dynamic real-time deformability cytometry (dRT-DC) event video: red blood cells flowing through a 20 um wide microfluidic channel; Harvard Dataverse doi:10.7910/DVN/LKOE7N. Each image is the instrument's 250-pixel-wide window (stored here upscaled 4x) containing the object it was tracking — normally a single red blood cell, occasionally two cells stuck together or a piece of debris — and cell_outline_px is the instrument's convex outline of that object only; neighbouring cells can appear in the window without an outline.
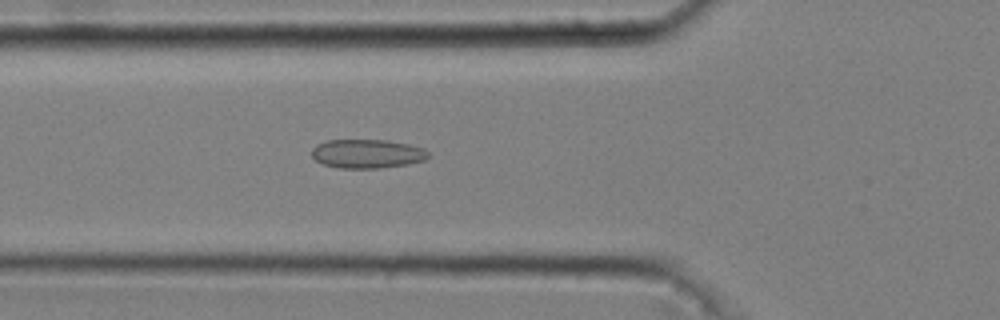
{"species": "common noctule bat (a hibernating species)", "species_latin": "Nyctalus noctula", "temperature_condition": "cold", "stored_images_in_passage": 49, "camera_frame_rate_fps": 3000, "um_per_image_px": 0.085, "animal": {"sex": "male", "body_mass_g": 20.4}, "frame": {"image": 1, "passage_image": 18, "time_ms": 5.667, "image_size_px": [1000, 320], "cell_outline_px": [[428, 156], [424, 160], [408, 164], [380, 168], [340, 168], [324, 164], [316, 160], [312, 156], [312, 148], [316, 144], [328, 140], [388, 140], [408, 144], [424, 148], [428, 152]], "centroid_in_image_um": [31.2, 13.06], "position_along_channel_um": 94.6, "area_um2": 19.59}}
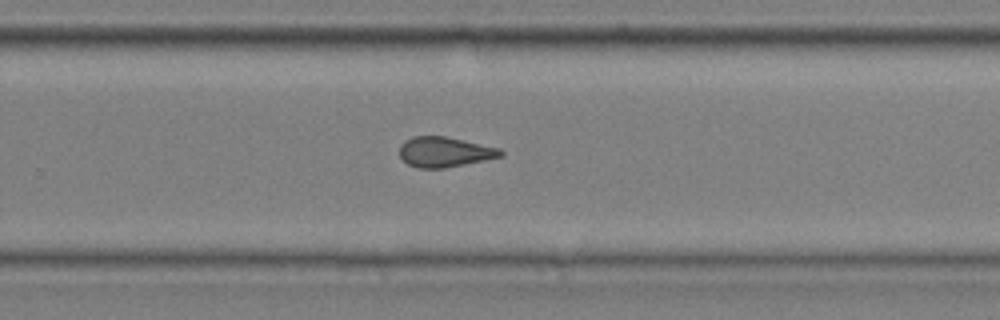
{"frame": {"image": 2, "passage_image": 34, "time_ms": 11.0, "image_size_px": [1000, 320], "cell_outline_px": [[504, 156], [444, 168], [416, 168], [408, 164], [400, 156], [400, 144], [404, 140], [412, 136], [444, 136], [500, 148], [504, 152]], "centroid_in_image_um": [37.78, 12.91], "position_along_channel_um": 292.0, "area_um2": 17.74}}
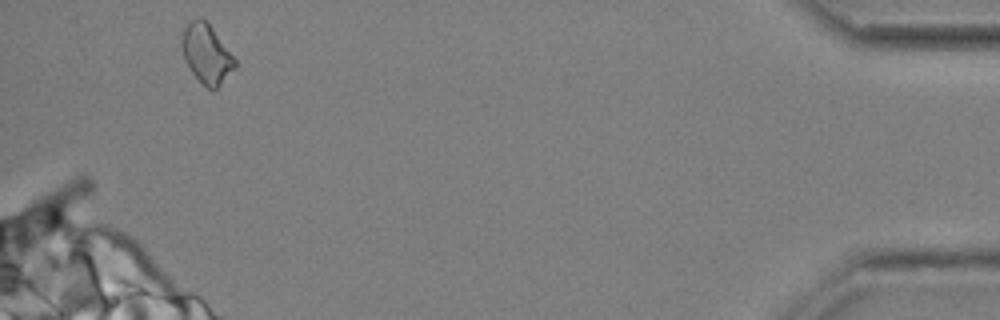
{"frame": {"image": 3, "passage_image": 49, "time_ms": 16.0, "image_size_px": [1000, 320], "cell_outline_px": [[236, 68], [212, 92], [192, 72], [184, 56], [180, 44], [180, 36], [184, 28], [192, 20], [200, 16], [208, 20], [236, 60]], "centroid_in_image_um": [17.56, 4.52], "position_along_channel_um": 417.6, "area_um2": 18.38}, "authors_computed_cell_mechanics": {"area_um2": 18.5538, "velocity_mm_per_s": 3.7055, "shape_relaxation_time_tau1_ms": null, "shape_relaxation_time_tau2_ms": 3.8892, "deformation_change_tau1": null, "deformation_change_tau2": 0.117}}